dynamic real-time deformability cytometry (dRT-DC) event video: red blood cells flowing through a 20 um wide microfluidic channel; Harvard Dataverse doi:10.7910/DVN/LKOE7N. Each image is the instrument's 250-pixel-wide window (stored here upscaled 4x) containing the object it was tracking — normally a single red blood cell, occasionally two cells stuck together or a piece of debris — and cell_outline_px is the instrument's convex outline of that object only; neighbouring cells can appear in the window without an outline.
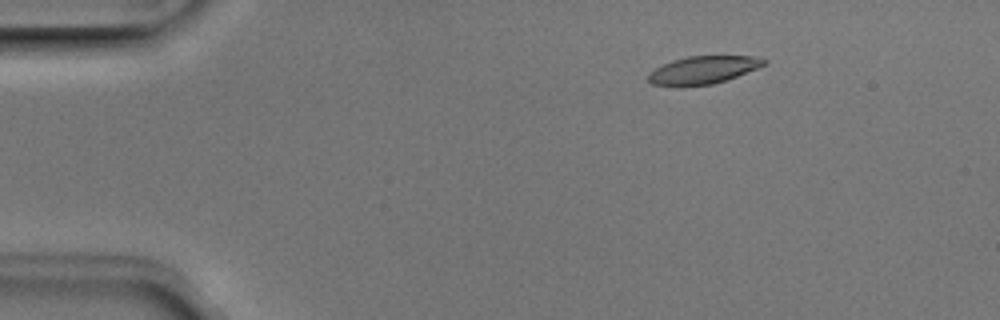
{"species": "Egyptian fruit bat (a non-hibernating species)", "species_latin": "Rousettus aegyptiacus", "temperature_condition": "room temperature", "stored_images_in_passage": 26, "camera_frame_rate_fps": 3000, "um_per_image_px": 0.085, "animal": {"sex": "male"}, "frame": {"image": 1, "passage_image": 8, "time_ms": 2.333, "image_size_px": [1000, 320], "cell_outline_px": [[768, 64], [736, 76], [712, 84], [684, 88], [676, 88], [652, 84], [648, 80], [648, 72], [672, 60], [688, 56], [752, 56], [768, 60]], "centroid_in_image_um": [59.71, 5.98], "position_along_channel_um": 25.3, "area_um2": 19.07}}
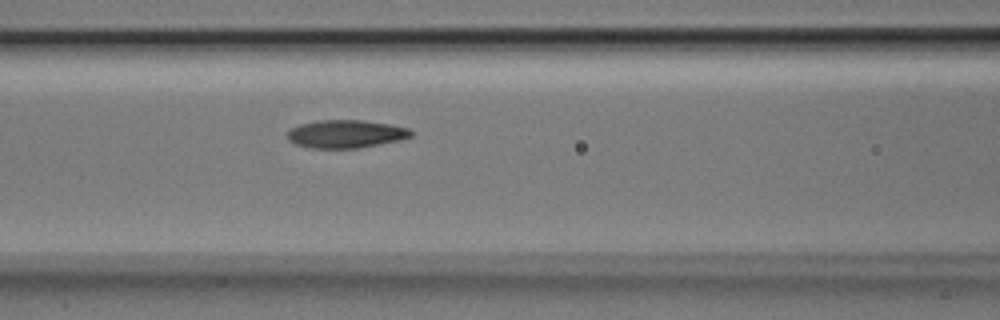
{"frame": {"image": 2, "passage_image": 22, "time_ms": 7.0, "image_size_px": [1000, 320], "cell_outline_px": [[412, 136], [396, 140], [356, 148], [312, 148], [296, 144], [288, 140], [288, 128], [300, 124], [316, 120], [364, 120], [392, 124], [408, 128], [412, 132]], "centroid_in_image_um": [29.35, 11.36], "position_along_channel_um": 137.3, "area_um2": 20.06}}
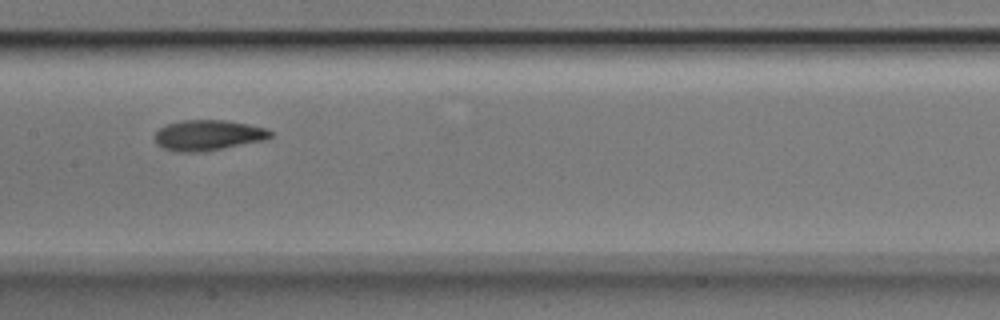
{"frame": {"image": 3, "passage_image": 26, "time_ms": 8.333, "image_size_px": [1000, 320], "cell_outline_px": [[272, 136], [264, 140], [204, 152], [176, 152], [164, 148], [156, 144], [156, 132], [160, 128], [168, 124], [180, 120], [224, 120], [248, 124], [268, 128], [272, 132]], "centroid_in_image_um": [17.7, 11.49], "position_along_channel_um": 189.7, "area_um2": 20.58}}